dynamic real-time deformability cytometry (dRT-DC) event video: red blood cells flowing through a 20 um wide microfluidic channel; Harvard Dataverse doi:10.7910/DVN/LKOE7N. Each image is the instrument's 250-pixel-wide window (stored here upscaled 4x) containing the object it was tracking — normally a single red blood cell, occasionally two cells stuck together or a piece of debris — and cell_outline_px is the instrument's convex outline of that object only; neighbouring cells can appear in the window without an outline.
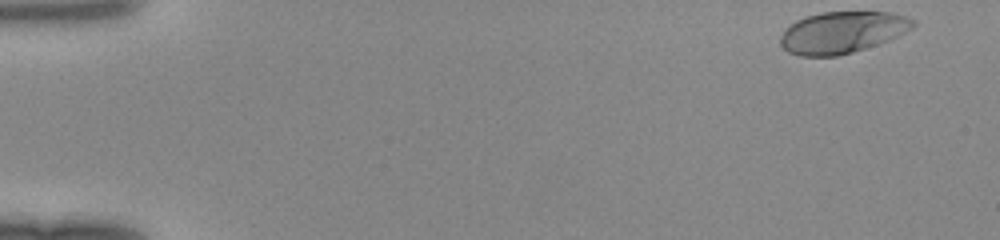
{"species": "human", "species_latin": "Homo sapiens", "temperature_condition": "room temperature", "stored_images_in_passage": 46, "camera_frame_rate_fps": 3000, "um_per_image_px": 0.085, "donor": {"sex": "female"}, "frame": {"image": 1, "passage_image": 1, "time_ms": 0.0, "image_size_px": [1000, 240], "cell_outline_px": [[916, 24], [912, 28], [888, 40], [852, 52], [836, 56], [800, 56], [788, 52], [780, 44], [780, 36], [784, 28], [796, 20], [820, 12], [892, 12], [916, 20]], "centroid_in_image_um": [71.55, 2.74], "position_along_channel_um": 13.4, "area_um2": 32.08}}
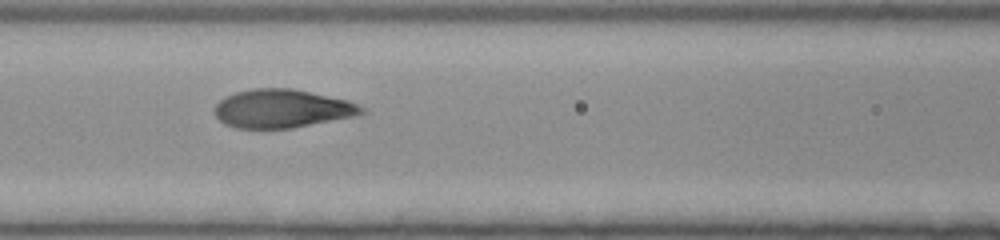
{"frame": {"image": 2, "passage_image": 20, "time_ms": 6.333, "image_size_px": [1000, 240], "cell_outline_px": [[368, 112], [356, 116], [292, 128], [236, 128], [224, 124], [212, 112], [216, 104], [224, 96], [236, 92], [252, 88], [292, 88], [348, 100], [368, 108]], "centroid_in_image_um": [24.0, 9.23], "position_along_channel_um": 142.6, "area_um2": 33.29}}
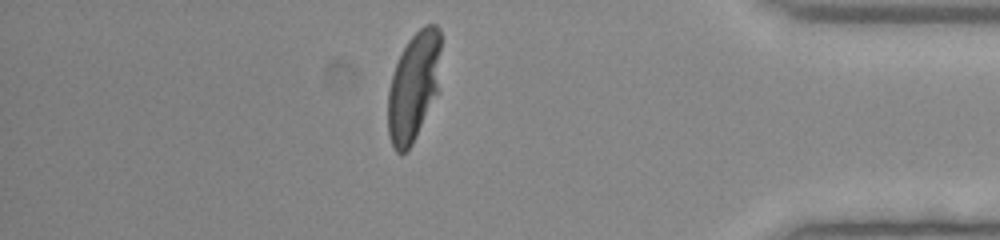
{"frame": {"image": 3, "passage_image": 40, "time_ms": 13.0, "image_size_px": [1000, 240], "cell_outline_px": [[440, 48], [436, 92], [412, 144], [408, 152], [400, 156], [396, 152], [388, 136], [388, 88], [392, 72], [400, 52], [408, 40], [424, 24], [436, 24], [440, 28]], "centroid_in_image_um": [35.1, 7.35], "position_along_channel_um": 400.1, "area_um2": 33.35}}